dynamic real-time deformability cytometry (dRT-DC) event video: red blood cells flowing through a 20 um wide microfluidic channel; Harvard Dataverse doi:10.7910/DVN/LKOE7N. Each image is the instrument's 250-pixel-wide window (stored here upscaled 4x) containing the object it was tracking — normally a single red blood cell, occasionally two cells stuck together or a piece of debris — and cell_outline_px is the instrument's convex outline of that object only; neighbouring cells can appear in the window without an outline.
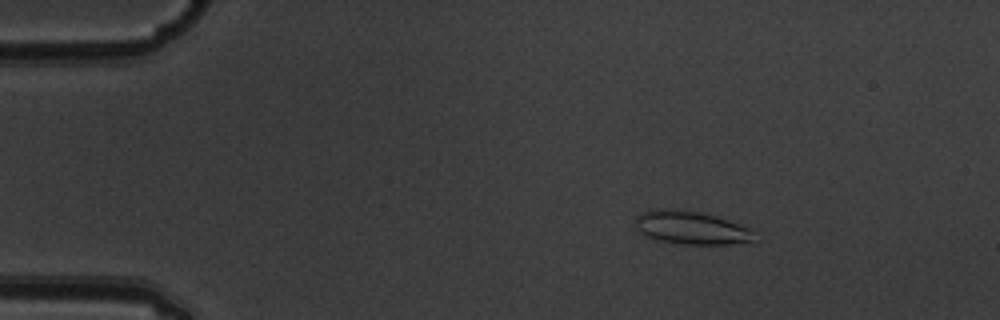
{"species": "common noctule bat (a hibernating species)", "species_latin": "Nyctalus noctula", "temperature_condition": "warm", "stored_images_in_passage": 5, "camera_frame_rate_fps": 3000, "um_per_image_px": 0.085, "animal": {"sex": "male", "body_mass_g": 19.5, "forearm_length_mm": 54.6}, "frame": {"image": 1, "passage_image": 2, "time_ms": 0.333, "image_size_px": [1000, 320], "cell_outline_px": [[752, 240], [728, 244], [684, 244], [660, 240], [644, 236], [636, 228], [636, 216], [640, 212], [652, 208], [656, 208], [700, 212], [716, 216], [752, 228]], "centroid_in_image_um": [58.68, 19.34], "position_along_channel_um": 26.3, "area_um2": 22.77}}
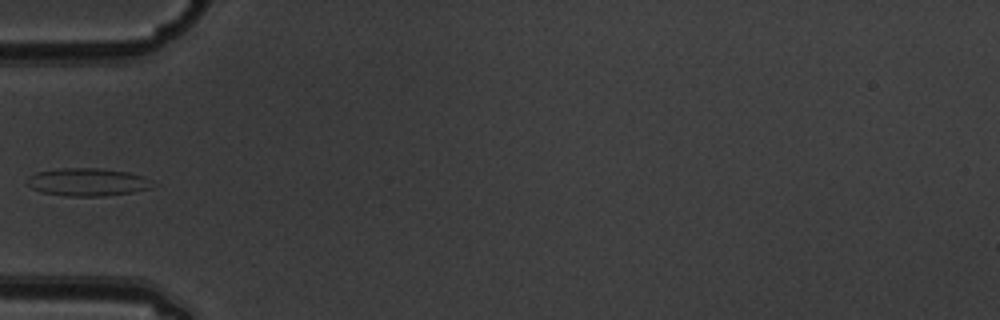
{"frame": {"image": 2, "passage_image": 5, "time_ms": 1.333, "image_size_px": [1000, 320], "cell_outline_px": [[156, 184], [152, 188], [132, 192], [104, 196], [68, 196], [44, 192], [32, 188], [24, 180], [28, 176], [36, 172], [60, 168], [96, 168], [128, 172], [144, 176], [152, 180]], "centroid_in_image_um": [7.47, 15.47], "position_along_channel_um": 77.5, "area_um2": 20.46}}